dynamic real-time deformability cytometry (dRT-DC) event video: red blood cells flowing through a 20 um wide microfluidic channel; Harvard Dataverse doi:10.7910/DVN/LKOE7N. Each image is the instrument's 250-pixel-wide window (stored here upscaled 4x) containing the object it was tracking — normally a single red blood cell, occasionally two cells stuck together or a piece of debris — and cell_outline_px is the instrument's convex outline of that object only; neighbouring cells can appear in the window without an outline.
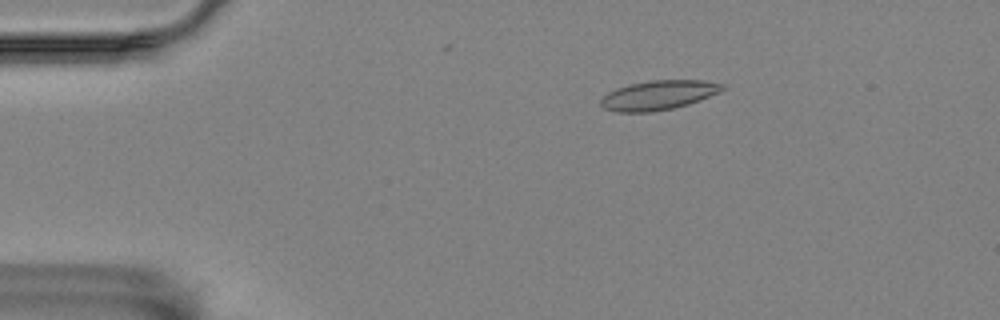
{"species": "Egyptian fruit bat (a non-hibernating species)", "species_latin": "Rousettus aegyptiacus", "temperature_condition": "room temperature", "stored_images_in_passage": 14, "camera_frame_rate_fps": 3000, "um_per_image_px": 0.085, "animal": {"sex": "female"}, "frame": {"image": 1, "passage_image": 10, "time_ms": 3.0, "image_size_px": [1000, 320], "cell_outline_px": [[728, 88], [720, 92], [688, 104], [672, 108], [652, 112], [616, 112], [604, 108], [600, 104], [600, 100], [608, 92], [616, 88], [628, 84], [648, 80], [704, 80], [724, 84]], "centroid_in_image_um": [55.98, 8.07], "position_along_channel_um": 29.0, "area_um2": 20.98}}